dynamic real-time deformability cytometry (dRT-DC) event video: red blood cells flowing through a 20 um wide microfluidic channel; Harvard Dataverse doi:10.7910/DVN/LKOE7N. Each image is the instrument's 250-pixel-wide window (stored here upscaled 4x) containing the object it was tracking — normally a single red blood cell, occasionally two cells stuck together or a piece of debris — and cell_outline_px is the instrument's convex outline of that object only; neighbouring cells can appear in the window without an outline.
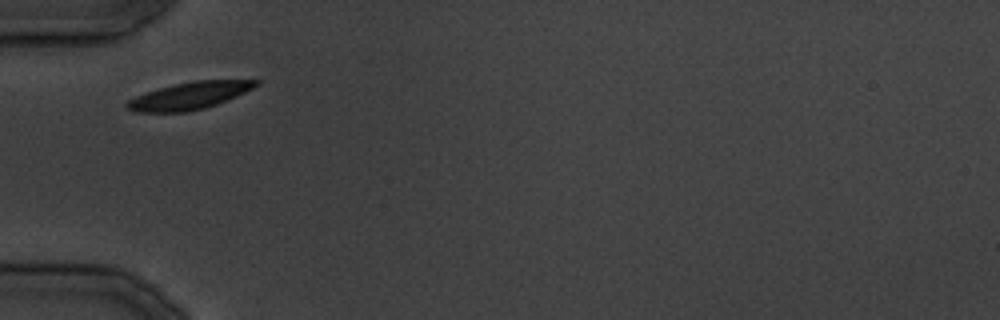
{"species": "common noctule bat (a hibernating species)", "species_latin": "Nyctalus noctula", "temperature_condition": "cold", "stored_images_in_passage": 21, "camera_frame_rate_fps": 3000, "um_per_image_px": 0.085, "animal": {"sex": "male", "body_mass_g": 19.5, "forearm_length_mm": 54.6}, "frame": {"image": 1, "passage_image": 1, "time_ms": 0.0, "image_size_px": [1000, 320], "cell_outline_px": [[260, 84], [228, 100], [204, 108], [188, 112], [136, 112], [128, 108], [124, 104], [128, 100], [136, 96], [172, 84], [196, 80], [260, 80]], "centroid_in_image_um": [16.1, 8.13], "position_along_channel_um": 68.9, "area_um2": 20.29}}
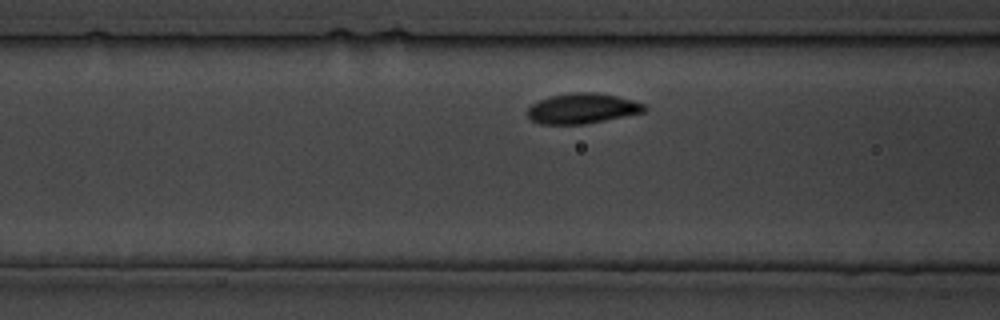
{"frame": {"image": 2, "passage_image": 4, "time_ms": 3.333, "image_size_px": [1000, 320], "cell_outline_px": [[648, 108], [644, 112], [584, 124], [540, 124], [532, 120], [528, 116], [528, 108], [532, 104], [548, 96], [572, 92], [596, 92], [616, 96], [632, 100], [644, 104]], "centroid_in_image_um": [49.48, 9.21], "position_along_channel_um": 117.1, "area_um2": 20.52}}
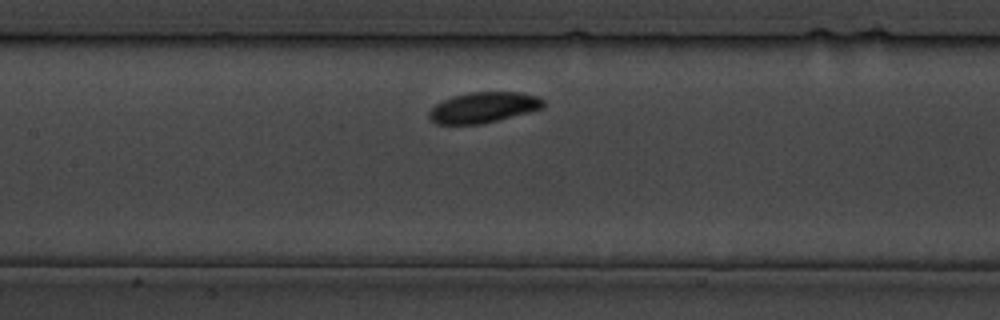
{"frame": {"image": 3, "passage_image": 7, "time_ms": 6.667, "image_size_px": [1000, 320], "cell_outline_px": [[544, 108], [480, 124], [436, 124], [428, 116], [428, 112], [436, 104], [444, 100], [468, 92], [520, 92], [540, 96], [544, 100]], "centroid_in_image_um": [41.12, 9.12], "position_along_channel_um": 166.3, "area_um2": 20.23}}